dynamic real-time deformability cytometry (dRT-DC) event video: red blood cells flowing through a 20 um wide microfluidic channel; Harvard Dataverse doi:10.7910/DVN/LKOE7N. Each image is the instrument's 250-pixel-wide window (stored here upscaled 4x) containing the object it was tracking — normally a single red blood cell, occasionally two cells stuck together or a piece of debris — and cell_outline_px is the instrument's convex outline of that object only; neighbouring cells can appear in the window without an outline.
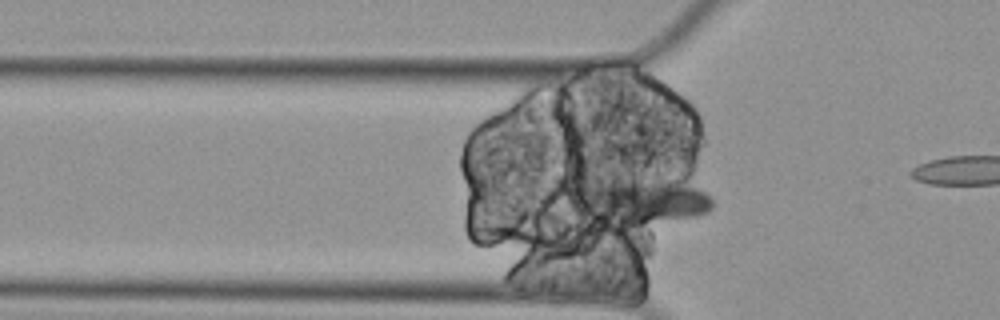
{"species": "Egyptian fruit bat (a non-hibernating species)", "species_latin": "Rousettus aegyptiacus", "temperature_condition": "cold", "stored_images_in_passage": 61, "segment_of_instrument_passage": [1, 2], "camera_frame_rate_fps": 3000, "um_per_image_px": 0.085, "animal": {"sex": "female"}, "frame": {"image": 1, "passage_image": 19, "time_ms": 6.0, "image_size_px": [1000, 320], "cell_outline_px": [[712, 208], [708, 212], [696, 216], [648, 220], [596, 220], [576, 208], [572, 204], [572, 176], [648, 172], [652, 172], [696, 188], [712, 196]], "centroid_in_image_um": [54.16, 16.76], "position_along_channel_um": 71.6, "area_um2": 39.82}}